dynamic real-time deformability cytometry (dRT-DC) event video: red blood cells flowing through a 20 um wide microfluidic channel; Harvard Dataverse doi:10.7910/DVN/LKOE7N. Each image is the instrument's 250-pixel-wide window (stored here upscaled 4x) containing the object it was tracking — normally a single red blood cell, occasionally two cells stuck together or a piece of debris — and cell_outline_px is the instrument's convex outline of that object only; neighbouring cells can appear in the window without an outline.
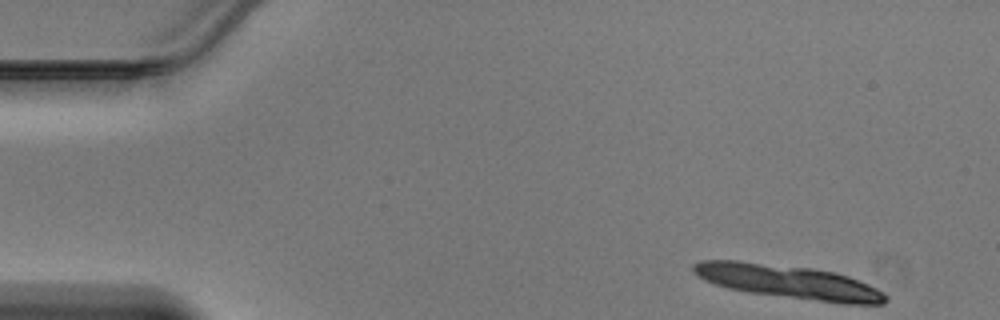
{"species": "Egyptian fruit bat (a non-hibernating species)", "species_latin": "Rousettus aegyptiacus", "temperature_condition": "warm", "stored_images_in_passage": 9, "camera_frame_rate_fps": 3000, "um_per_image_px": 0.085, "animal": {"sex": "male"}, "frame": {"image": 1, "passage_image": 1, "time_ms": 0.0, "image_size_px": [1000, 320], "cell_outline_px": [[888, 300], [884, 304], [840, 304], [748, 292], [728, 288], [704, 280], [696, 276], [692, 272], [692, 264], [700, 260], [736, 260], [812, 268], [832, 272], [848, 276], [868, 284], [884, 292], [888, 296]], "centroid_in_image_um": [67.02, 23.96], "position_along_channel_um": 18.0, "area_um2": 37.92}}